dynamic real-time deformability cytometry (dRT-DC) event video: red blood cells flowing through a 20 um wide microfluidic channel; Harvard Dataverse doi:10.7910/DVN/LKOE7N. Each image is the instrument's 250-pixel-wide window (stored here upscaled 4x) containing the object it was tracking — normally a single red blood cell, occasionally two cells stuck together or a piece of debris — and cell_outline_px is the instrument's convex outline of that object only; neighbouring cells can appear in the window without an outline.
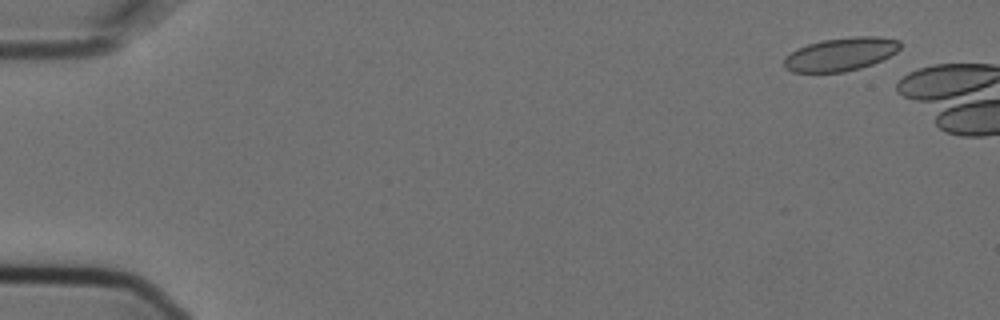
{"species": "Egyptian fruit bat (a non-hibernating species)", "species_latin": "Rousettus aegyptiacus", "temperature_condition": "cold", "stored_images_in_passage": 3, "camera_frame_rate_fps": 3000, "um_per_image_px": 0.085, "animal": {"sex": "female"}, "frame": {"image": 1, "passage_image": 2, "time_ms": 0.333, "image_size_px": [1000, 320], "cell_outline_px": [[900, 48], [896, 52], [872, 64], [860, 68], [844, 72], [792, 72], [784, 68], [784, 60], [796, 48], [808, 44], [824, 40], [852, 36], [876, 36], [900, 40]], "centroid_in_image_um": [71.46, 4.61], "position_along_channel_um": 13.5, "area_um2": 22.37}}